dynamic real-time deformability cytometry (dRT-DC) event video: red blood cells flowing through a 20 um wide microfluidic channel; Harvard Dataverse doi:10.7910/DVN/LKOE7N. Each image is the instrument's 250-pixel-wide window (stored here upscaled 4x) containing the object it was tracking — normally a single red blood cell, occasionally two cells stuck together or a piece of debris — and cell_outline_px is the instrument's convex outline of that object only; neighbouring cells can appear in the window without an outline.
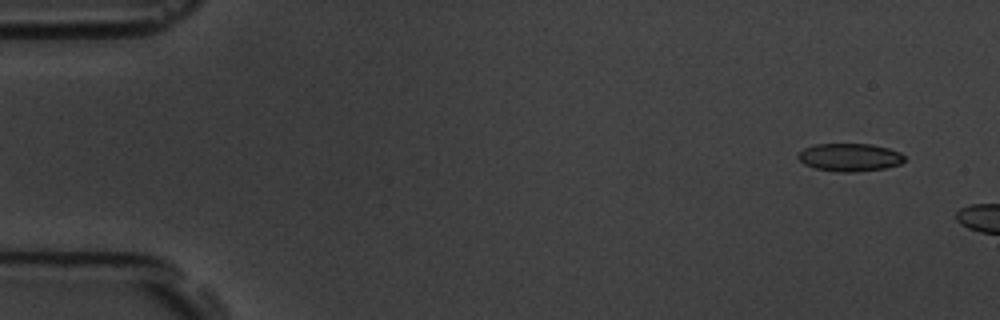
{"species": "common noctule bat (a hibernating species)", "species_latin": "Nyctalus noctula", "temperature_condition": "room temperature", "stored_images_in_passage": 3, "camera_frame_rate_fps": 3000, "um_per_image_px": 0.085, "animal": {"sex": "male", "body_mass_g": 19.5, "forearm_length_mm": 54.6}, "frame": {"image": 1, "passage_image": 1, "time_ms": 0.0, "image_size_px": [1000, 320], "cell_outline_px": [[904, 160], [900, 164], [884, 168], [856, 172], [840, 172], [812, 168], [804, 164], [796, 156], [804, 148], [816, 144], [872, 144], [888, 148], [900, 152], [904, 156]], "centroid_in_image_um": [72.21, 13.37], "position_along_channel_um": 12.8, "area_um2": 17.34}}